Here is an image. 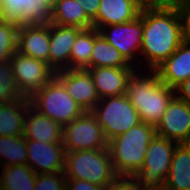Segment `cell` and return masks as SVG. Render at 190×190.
<instances>
[{
    "mask_svg": "<svg viewBox=\"0 0 190 190\" xmlns=\"http://www.w3.org/2000/svg\"><path fill=\"white\" fill-rule=\"evenodd\" d=\"M140 58L148 70H154L183 43L184 23L181 11H143Z\"/></svg>",
    "mask_w": 190,
    "mask_h": 190,
    "instance_id": "1",
    "label": "cell"
},
{
    "mask_svg": "<svg viewBox=\"0 0 190 190\" xmlns=\"http://www.w3.org/2000/svg\"><path fill=\"white\" fill-rule=\"evenodd\" d=\"M139 71L136 69L129 77L125 95L140 114L141 121L156 127L176 91L165 85L155 70L147 69L148 73L144 74Z\"/></svg>",
    "mask_w": 190,
    "mask_h": 190,
    "instance_id": "2",
    "label": "cell"
},
{
    "mask_svg": "<svg viewBox=\"0 0 190 190\" xmlns=\"http://www.w3.org/2000/svg\"><path fill=\"white\" fill-rule=\"evenodd\" d=\"M155 135L154 126L141 122L108 141L112 166L118 177H133L142 167L147 147Z\"/></svg>",
    "mask_w": 190,
    "mask_h": 190,
    "instance_id": "3",
    "label": "cell"
},
{
    "mask_svg": "<svg viewBox=\"0 0 190 190\" xmlns=\"http://www.w3.org/2000/svg\"><path fill=\"white\" fill-rule=\"evenodd\" d=\"M66 179L86 180L107 187L118 177L108 148L65 152Z\"/></svg>",
    "mask_w": 190,
    "mask_h": 190,
    "instance_id": "4",
    "label": "cell"
},
{
    "mask_svg": "<svg viewBox=\"0 0 190 190\" xmlns=\"http://www.w3.org/2000/svg\"><path fill=\"white\" fill-rule=\"evenodd\" d=\"M29 99L33 109L62 127L85 112L55 77Z\"/></svg>",
    "mask_w": 190,
    "mask_h": 190,
    "instance_id": "5",
    "label": "cell"
},
{
    "mask_svg": "<svg viewBox=\"0 0 190 190\" xmlns=\"http://www.w3.org/2000/svg\"><path fill=\"white\" fill-rule=\"evenodd\" d=\"M92 113L107 141L140 124L141 117L127 96H108L98 101Z\"/></svg>",
    "mask_w": 190,
    "mask_h": 190,
    "instance_id": "6",
    "label": "cell"
},
{
    "mask_svg": "<svg viewBox=\"0 0 190 190\" xmlns=\"http://www.w3.org/2000/svg\"><path fill=\"white\" fill-rule=\"evenodd\" d=\"M177 144L173 140L155 135L147 147L142 167L133 178L146 190L164 189Z\"/></svg>",
    "mask_w": 190,
    "mask_h": 190,
    "instance_id": "7",
    "label": "cell"
},
{
    "mask_svg": "<svg viewBox=\"0 0 190 190\" xmlns=\"http://www.w3.org/2000/svg\"><path fill=\"white\" fill-rule=\"evenodd\" d=\"M63 146L65 152L108 148V141L92 111H85L63 127Z\"/></svg>",
    "mask_w": 190,
    "mask_h": 190,
    "instance_id": "8",
    "label": "cell"
},
{
    "mask_svg": "<svg viewBox=\"0 0 190 190\" xmlns=\"http://www.w3.org/2000/svg\"><path fill=\"white\" fill-rule=\"evenodd\" d=\"M9 61L18 89L26 98H30L55 77L56 71L48 63L17 51L12 54Z\"/></svg>",
    "mask_w": 190,
    "mask_h": 190,
    "instance_id": "9",
    "label": "cell"
},
{
    "mask_svg": "<svg viewBox=\"0 0 190 190\" xmlns=\"http://www.w3.org/2000/svg\"><path fill=\"white\" fill-rule=\"evenodd\" d=\"M98 31L108 43L120 52L130 65L137 66V69L140 68L141 71V68H144L142 72L144 73V70L147 68L140 67L139 65L141 64L136 63L137 57L140 58L139 54L142 46V12L134 20L104 26Z\"/></svg>",
    "mask_w": 190,
    "mask_h": 190,
    "instance_id": "10",
    "label": "cell"
},
{
    "mask_svg": "<svg viewBox=\"0 0 190 190\" xmlns=\"http://www.w3.org/2000/svg\"><path fill=\"white\" fill-rule=\"evenodd\" d=\"M155 130L160 137L190 143V105L175 95Z\"/></svg>",
    "mask_w": 190,
    "mask_h": 190,
    "instance_id": "11",
    "label": "cell"
},
{
    "mask_svg": "<svg viewBox=\"0 0 190 190\" xmlns=\"http://www.w3.org/2000/svg\"><path fill=\"white\" fill-rule=\"evenodd\" d=\"M55 78L84 111H92L100 100L87 69H62L55 72Z\"/></svg>",
    "mask_w": 190,
    "mask_h": 190,
    "instance_id": "12",
    "label": "cell"
},
{
    "mask_svg": "<svg viewBox=\"0 0 190 190\" xmlns=\"http://www.w3.org/2000/svg\"><path fill=\"white\" fill-rule=\"evenodd\" d=\"M28 159L26 164L36 174L64 172L65 149L63 142L43 143L26 140Z\"/></svg>",
    "mask_w": 190,
    "mask_h": 190,
    "instance_id": "13",
    "label": "cell"
},
{
    "mask_svg": "<svg viewBox=\"0 0 190 190\" xmlns=\"http://www.w3.org/2000/svg\"><path fill=\"white\" fill-rule=\"evenodd\" d=\"M0 18L30 26H50L51 11L36 0H0Z\"/></svg>",
    "mask_w": 190,
    "mask_h": 190,
    "instance_id": "14",
    "label": "cell"
},
{
    "mask_svg": "<svg viewBox=\"0 0 190 190\" xmlns=\"http://www.w3.org/2000/svg\"><path fill=\"white\" fill-rule=\"evenodd\" d=\"M82 29L77 27L50 25V47L48 64L55 70L70 69L71 48Z\"/></svg>",
    "mask_w": 190,
    "mask_h": 190,
    "instance_id": "15",
    "label": "cell"
},
{
    "mask_svg": "<svg viewBox=\"0 0 190 190\" xmlns=\"http://www.w3.org/2000/svg\"><path fill=\"white\" fill-rule=\"evenodd\" d=\"M154 70L165 85L176 89L190 78V42L184 40L177 50Z\"/></svg>",
    "mask_w": 190,
    "mask_h": 190,
    "instance_id": "16",
    "label": "cell"
},
{
    "mask_svg": "<svg viewBox=\"0 0 190 190\" xmlns=\"http://www.w3.org/2000/svg\"><path fill=\"white\" fill-rule=\"evenodd\" d=\"M49 47L50 26H19L17 52L48 63Z\"/></svg>",
    "mask_w": 190,
    "mask_h": 190,
    "instance_id": "17",
    "label": "cell"
},
{
    "mask_svg": "<svg viewBox=\"0 0 190 190\" xmlns=\"http://www.w3.org/2000/svg\"><path fill=\"white\" fill-rule=\"evenodd\" d=\"M136 68L97 67L88 68L100 99L124 95L129 77Z\"/></svg>",
    "mask_w": 190,
    "mask_h": 190,
    "instance_id": "18",
    "label": "cell"
},
{
    "mask_svg": "<svg viewBox=\"0 0 190 190\" xmlns=\"http://www.w3.org/2000/svg\"><path fill=\"white\" fill-rule=\"evenodd\" d=\"M23 136L43 143L63 142V127L30 106L25 114Z\"/></svg>",
    "mask_w": 190,
    "mask_h": 190,
    "instance_id": "19",
    "label": "cell"
},
{
    "mask_svg": "<svg viewBox=\"0 0 190 190\" xmlns=\"http://www.w3.org/2000/svg\"><path fill=\"white\" fill-rule=\"evenodd\" d=\"M140 10L136 0H100V6L93 20V28L125 23L136 19Z\"/></svg>",
    "mask_w": 190,
    "mask_h": 190,
    "instance_id": "20",
    "label": "cell"
},
{
    "mask_svg": "<svg viewBox=\"0 0 190 190\" xmlns=\"http://www.w3.org/2000/svg\"><path fill=\"white\" fill-rule=\"evenodd\" d=\"M164 190H190V143L176 145Z\"/></svg>",
    "mask_w": 190,
    "mask_h": 190,
    "instance_id": "21",
    "label": "cell"
},
{
    "mask_svg": "<svg viewBox=\"0 0 190 190\" xmlns=\"http://www.w3.org/2000/svg\"><path fill=\"white\" fill-rule=\"evenodd\" d=\"M30 106L26 97L0 104V136H23L25 114Z\"/></svg>",
    "mask_w": 190,
    "mask_h": 190,
    "instance_id": "22",
    "label": "cell"
},
{
    "mask_svg": "<svg viewBox=\"0 0 190 190\" xmlns=\"http://www.w3.org/2000/svg\"><path fill=\"white\" fill-rule=\"evenodd\" d=\"M51 20L53 24L82 30L93 27V21L76 0H57L51 11Z\"/></svg>",
    "mask_w": 190,
    "mask_h": 190,
    "instance_id": "23",
    "label": "cell"
},
{
    "mask_svg": "<svg viewBox=\"0 0 190 190\" xmlns=\"http://www.w3.org/2000/svg\"><path fill=\"white\" fill-rule=\"evenodd\" d=\"M97 67L137 68L136 66L130 65L120 52L108 43L101 34L94 40L89 63V68Z\"/></svg>",
    "mask_w": 190,
    "mask_h": 190,
    "instance_id": "24",
    "label": "cell"
},
{
    "mask_svg": "<svg viewBox=\"0 0 190 190\" xmlns=\"http://www.w3.org/2000/svg\"><path fill=\"white\" fill-rule=\"evenodd\" d=\"M96 28L82 30L71 48L70 69H88L94 40L99 35Z\"/></svg>",
    "mask_w": 190,
    "mask_h": 190,
    "instance_id": "25",
    "label": "cell"
},
{
    "mask_svg": "<svg viewBox=\"0 0 190 190\" xmlns=\"http://www.w3.org/2000/svg\"><path fill=\"white\" fill-rule=\"evenodd\" d=\"M27 159L24 136H0V168L26 164Z\"/></svg>",
    "mask_w": 190,
    "mask_h": 190,
    "instance_id": "26",
    "label": "cell"
},
{
    "mask_svg": "<svg viewBox=\"0 0 190 190\" xmlns=\"http://www.w3.org/2000/svg\"><path fill=\"white\" fill-rule=\"evenodd\" d=\"M5 190H34L36 173L27 165H12L1 169Z\"/></svg>",
    "mask_w": 190,
    "mask_h": 190,
    "instance_id": "27",
    "label": "cell"
},
{
    "mask_svg": "<svg viewBox=\"0 0 190 190\" xmlns=\"http://www.w3.org/2000/svg\"><path fill=\"white\" fill-rule=\"evenodd\" d=\"M16 81L9 60L0 62V104L24 99Z\"/></svg>",
    "mask_w": 190,
    "mask_h": 190,
    "instance_id": "28",
    "label": "cell"
},
{
    "mask_svg": "<svg viewBox=\"0 0 190 190\" xmlns=\"http://www.w3.org/2000/svg\"><path fill=\"white\" fill-rule=\"evenodd\" d=\"M19 25L0 18V62L10 60L17 51Z\"/></svg>",
    "mask_w": 190,
    "mask_h": 190,
    "instance_id": "29",
    "label": "cell"
},
{
    "mask_svg": "<svg viewBox=\"0 0 190 190\" xmlns=\"http://www.w3.org/2000/svg\"><path fill=\"white\" fill-rule=\"evenodd\" d=\"M65 172L37 174L34 190H66Z\"/></svg>",
    "mask_w": 190,
    "mask_h": 190,
    "instance_id": "30",
    "label": "cell"
},
{
    "mask_svg": "<svg viewBox=\"0 0 190 190\" xmlns=\"http://www.w3.org/2000/svg\"><path fill=\"white\" fill-rule=\"evenodd\" d=\"M186 0H136L140 12L143 11H181Z\"/></svg>",
    "mask_w": 190,
    "mask_h": 190,
    "instance_id": "31",
    "label": "cell"
},
{
    "mask_svg": "<svg viewBox=\"0 0 190 190\" xmlns=\"http://www.w3.org/2000/svg\"><path fill=\"white\" fill-rule=\"evenodd\" d=\"M105 190H146L133 177H117Z\"/></svg>",
    "mask_w": 190,
    "mask_h": 190,
    "instance_id": "32",
    "label": "cell"
},
{
    "mask_svg": "<svg viewBox=\"0 0 190 190\" xmlns=\"http://www.w3.org/2000/svg\"><path fill=\"white\" fill-rule=\"evenodd\" d=\"M97 184L88 182L86 180L67 179L66 190H105Z\"/></svg>",
    "mask_w": 190,
    "mask_h": 190,
    "instance_id": "33",
    "label": "cell"
},
{
    "mask_svg": "<svg viewBox=\"0 0 190 190\" xmlns=\"http://www.w3.org/2000/svg\"><path fill=\"white\" fill-rule=\"evenodd\" d=\"M78 4L83 7L86 15L93 21L96 18L100 0H76Z\"/></svg>",
    "mask_w": 190,
    "mask_h": 190,
    "instance_id": "34",
    "label": "cell"
},
{
    "mask_svg": "<svg viewBox=\"0 0 190 190\" xmlns=\"http://www.w3.org/2000/svg\"><path fill=\"white\" fill-rule=\"evenodd\" d=\"M184 23V38L190 42V0H186L181 9Z\"/></svg>",
    "mask_w": 190,
    "mask_h": 190,
    "instance_id": "35",
    "label": "cell"
},
{
    "mask_svg": "<svg viewBox=\"0 0 190 190\" xmlns=\"http://www.w3.org/2000/svg\"><path fill=\"white\" fill-rule=\"evenodd\" d=\"M175 91L180 99L190 105V78L180 84Z\"/></svg>",
    "mask_w": 190,
    "mask_h": 190,
    "instance_id": "36",
    "label": "cell"
},
{
    "mask_svg": "<svg viewBox=\"0 0 190 190\" xmlns=\"http://www.w3.org/2000/svg\"><path fill=\"white\" fill-rule=\"evenodd\" d=\"M39 4L47 7L50 11H52L53 7L57 0H36Z\"/></svg>",
    "mask_w": 190,
    "mask_h": 190,
    "instance_id": "37",
    "label": "cell"
},
{
    "mask_svg": "<svg viewBox=\"0 0 190 190\" xmlns=\"http://www.w3.org/2000/svg\"><path fill=\"white\" fill-rule=\"evenodd\" d=\"M4 186H3V179H2V174L0 173V190H3Z\"/></svg>",
    "mask_w": 190,
    "mask_h": 190,
    "instance_id": "38",
    "label": "cell"
}]
</instances>
